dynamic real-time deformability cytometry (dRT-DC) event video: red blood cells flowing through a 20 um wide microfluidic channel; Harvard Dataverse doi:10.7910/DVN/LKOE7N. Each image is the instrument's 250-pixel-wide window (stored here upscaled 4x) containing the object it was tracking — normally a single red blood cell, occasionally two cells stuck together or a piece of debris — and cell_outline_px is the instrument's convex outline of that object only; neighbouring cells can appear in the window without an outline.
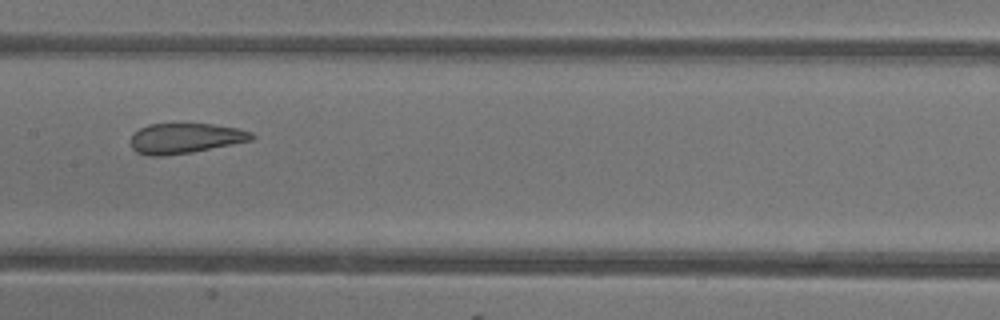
{"species": "common noctule bat (a hibernating species)", "species_latin": "Nyctalus noctula", "temperature_condition": "warm", "stored_images_in_passage": 8, "camera_frame_rate_fps": 3000, "um_per_image_px": 0.085, "animal": {"sex": "female"}, "frame": {"image": 1, "passage_image": 8, "time_ms": 8.333, "image_size_px": [1000, 320], "cell_outline_px": [[256, 136], [252, 140], [192, 152], [164, 156], [148, 156], [136, 152], [132, 148], [132, 136], [140, 128], [148, 124], [212, 124], [236, 128], [252, 132]], "centroid_in_image_um": [15.74, 11.76], "position_along_channel_um": 191.7, "area_um2": 21.15}}